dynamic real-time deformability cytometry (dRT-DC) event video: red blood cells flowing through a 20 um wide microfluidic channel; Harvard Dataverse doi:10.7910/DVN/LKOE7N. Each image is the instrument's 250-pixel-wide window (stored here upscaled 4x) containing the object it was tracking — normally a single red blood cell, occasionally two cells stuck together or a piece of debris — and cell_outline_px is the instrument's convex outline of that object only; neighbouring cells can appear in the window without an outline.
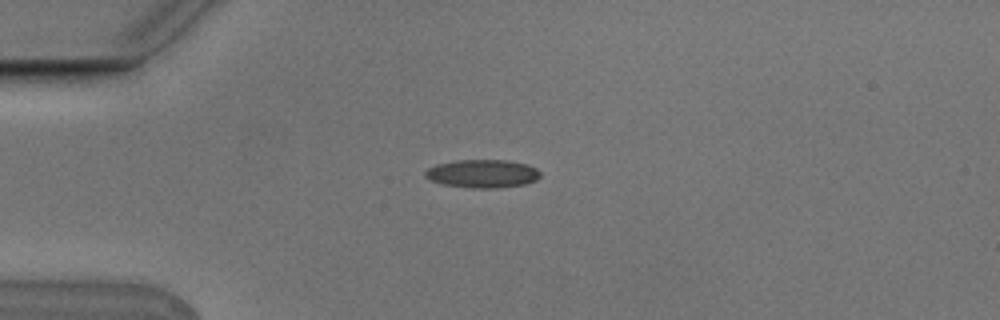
{"species": "Egyptian fruit bat (a non-hibernating species)", "species_latin": "Rousettus aegyptiacus", "temperature_condition": "cold", "stored_images_in_passage": 3, "camera_frame_rate_fps": 3000, "um_per_image_px": 0.085, "animal": {"sex": "male"}, "frame": {"image": 1, "passage_image": 2, "time_ms": 0.333, "image_size_px": [1000, 320], "cell_outline_px": [[540, 176], [536, 180], [524, 184], [500, 188], [472, 188], [440, 184], [424, 176], [424, 172], [428, 168], [436, 164], [456, 160], [504, 160], [528, 164], [536, 168], [540, 172]], "centroid_in_image_um": [41.0, 14.76], "position_along_channel_um": 44.0, "area_um2": 19.02}}